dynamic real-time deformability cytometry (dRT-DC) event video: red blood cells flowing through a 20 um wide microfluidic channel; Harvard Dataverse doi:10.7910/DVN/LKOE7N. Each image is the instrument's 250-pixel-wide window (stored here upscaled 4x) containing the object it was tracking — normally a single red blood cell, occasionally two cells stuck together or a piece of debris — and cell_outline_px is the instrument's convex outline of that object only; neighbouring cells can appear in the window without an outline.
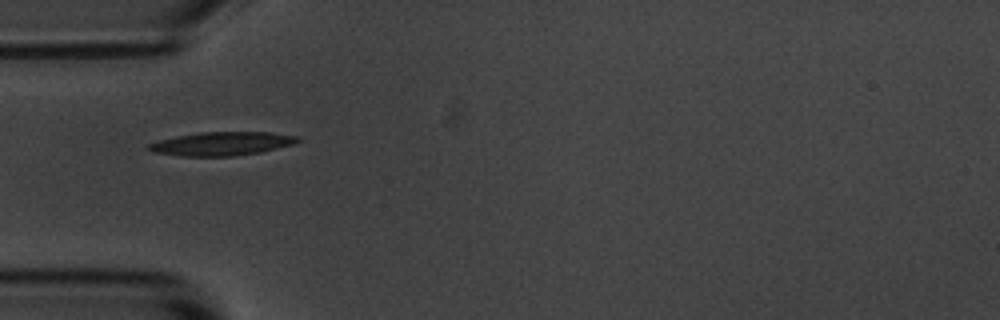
{"species": "common noctule bat (a hibernating species)", "species_latin": "Nyctalus noctula", "temperature_condition": "room temperature", "stored_images_in_passage": 5, "camera_frame_rate_fps": 3000, "um_per_image_px": 0.085, "animal": {"sex": "male", "body_mass_g": 20.1, "forearm_length_mm": 53.5}, "frame": {"image": 1, "passage_image": 3, "time_ms": 2.333, "image_size_px": [1000, 320], "cell_outline_px": [[300, 140], [292, 144], [260, 152], [232, 156], [180, 156], [156, 152], [144, 148], [148, 144], [160, 140], [176, 136], [200, 132], [272, 132], [296, 136]], "centroid_in_image_um": [18.81, 12.21], "position_along_channel_um": 66.2, "area_um2": 20.29}}
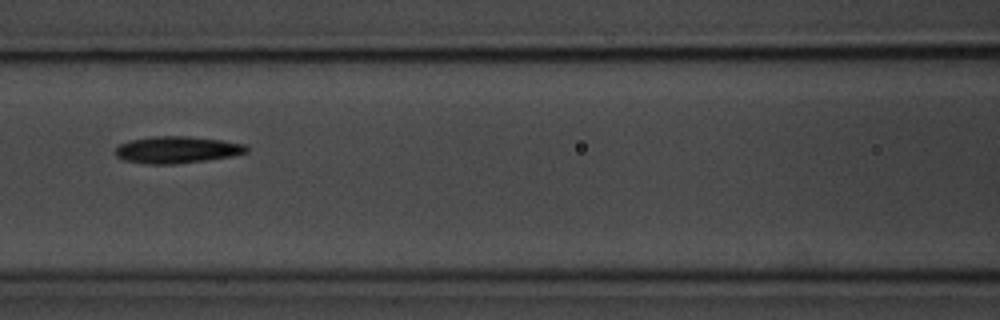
{"frame": {"image": 2, "passage_image": 5, "time_ms": 4.667, "image_size_px": [1000, 320], "cell_outline_px": [[248, 152], [228, 156], [204, 160], [176, 164], [148, 164], [124, 160], [116, 156], [116, 148], [120, 144], [128, 140], [152, 136], [188, 136], [224, 140], [248, 144]], "centroid_in_image_um": [15.04, 12.71], "position_along_channel_um": 151.6, "area_um2": 20.58}}